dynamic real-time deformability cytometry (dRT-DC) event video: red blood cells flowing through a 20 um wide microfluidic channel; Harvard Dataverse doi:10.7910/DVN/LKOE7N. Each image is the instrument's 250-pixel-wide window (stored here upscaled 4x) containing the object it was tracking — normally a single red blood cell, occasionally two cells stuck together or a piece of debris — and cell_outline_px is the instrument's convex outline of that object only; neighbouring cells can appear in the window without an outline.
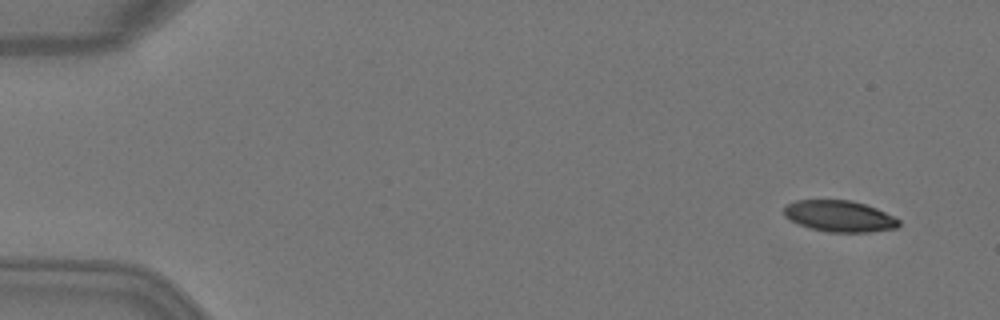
{"species": "Egyptian fruit bat (a non-hibernating species)", "species_latin": "Rousettus aegyptiacus", "temperature_condition": "warm", "stored_images_in_passage": 6, "camera_frame_rate_fps": 3000, "um_per_image_px": 0.085, "animal": {"sex": "female"}, "frame": {"image": 1, "passage_image": 6, "time_ms": 1.667, "image_size_px": [1000, 320], "cell_outline_px": [[900, 224], [896, 228], [868, 232], [828, 232], [812, 228], [788, 220], [784, 216], [784, 208], [788, 204], [796, 200], [852, 200], [876, 208], [900, 220]], "centroid_in_image_um": [71.34, 18.37], "position_along_channel_um": 13.7, "area_um2": 20.81}}